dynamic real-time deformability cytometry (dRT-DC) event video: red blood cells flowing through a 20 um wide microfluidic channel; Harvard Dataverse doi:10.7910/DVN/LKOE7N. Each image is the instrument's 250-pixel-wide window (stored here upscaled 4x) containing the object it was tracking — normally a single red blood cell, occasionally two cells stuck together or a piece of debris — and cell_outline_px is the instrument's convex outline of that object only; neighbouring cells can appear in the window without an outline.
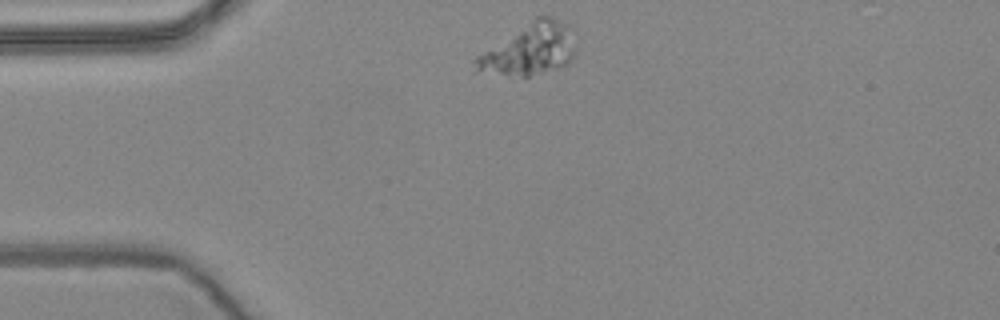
{"species": "common noctule bat (a hibernating species)", "species_latin": "Nyctalus noctula", "temperature_condition": "warm", "stored_images_in_passage": 47, "camera_frame_rate_fps": 3000, "um_per_image_px": 0.085, "animal": {"sex": "female", "body_mass_g": 24.6, "forearm_length_mm": 56.2}, "frame": {"image": 1, "passage_image": 1, "time_ms": 0.0, "image_size_px": [1000, 320], "cell_outline_px": [[580, 40], [576, 56], [568, 64], [556, 68], [528, 76], [508, 76], [476, 72], [472, 60], [476, 56], [536, 16], [544, 12], [552, 16], [572, 28]], "centroid_in_image_um": [45.09, 4.17], "position_along_channel_um": 39.9, "area_um2": 31.1}}
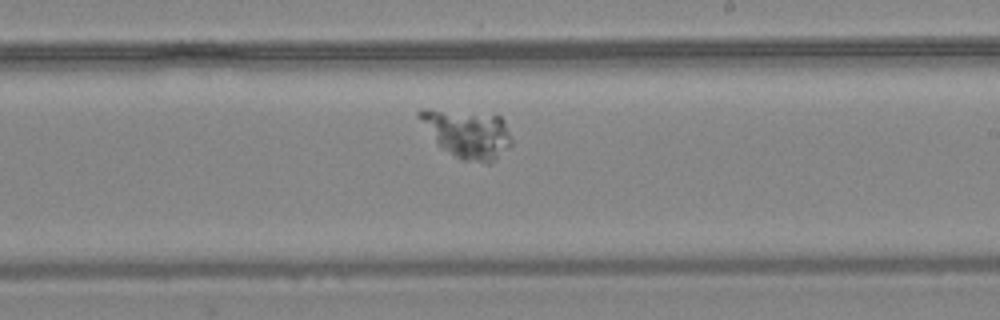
{"frame": {"image": 2, "passage_image": 22, "time_ms": 7.0, "image_size_px": [1000, 320], "cell_outline_px": [[512, 144], [496, 160], [488, 164], [464, 160], [440, 148], [416, 116], [416, 112], [420, 108], [428, 108], [500, 116], [504, 120], [512, 140]], "centroid_in_image_um": [39.71, 11.37], "position_along_channel_um": 249.3, "area_um2": 26.01}}
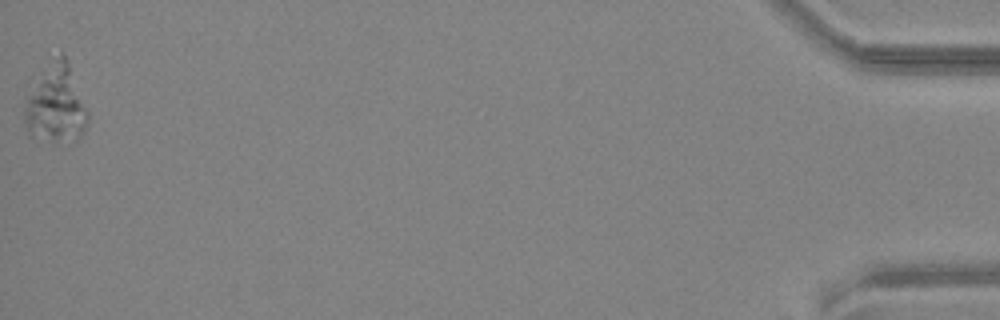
{"frame": {"image": 3, "passage_image": 47, "time_ms": 15.333, "image_size_px": [1000, 320], "cell_outline_px": [[88, 120], [84, 132], [72, 144], [56, 144], [28, 136], [24, 116], [24, 104], [32, 84], [52, 56], [60, 52], [64, 56], [88, 112]], "centroid_in_image_um": [4.71, 8.93], "position_along_channel_um": 430.5, "area_um2": 29.42}}